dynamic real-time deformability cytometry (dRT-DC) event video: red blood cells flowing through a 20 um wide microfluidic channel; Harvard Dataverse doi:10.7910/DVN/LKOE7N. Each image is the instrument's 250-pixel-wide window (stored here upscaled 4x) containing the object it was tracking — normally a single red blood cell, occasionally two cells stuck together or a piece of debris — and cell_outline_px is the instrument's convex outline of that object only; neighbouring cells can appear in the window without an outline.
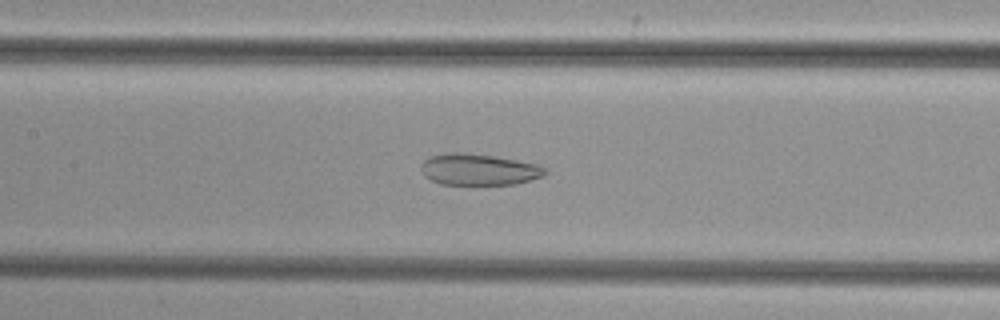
{"species": "common noctule bat (a hibernating species)", "species_latin": "Nyctalus noctula", "temperature_condition": "cold", "stored_images_in_passage": 30, "camera_frame_rate_fps": 3000, "um_per_image_px": 0.085, "animal": {"sex": "female", "body_mass_g": 29.2, "forearm_length_mm": 56.3}, "frame": {"image": 1, "passage_image": 8, "time_ms": 2.333, "image_size_px": [1000, 320], "cell_outline_px": [[548, 172], [544, 176], [516, 184], [440, 184], [424, 176], [420, 168], [420, 164], [428, 156], [452, 152], [492, 156], [516, 160], [536, 164], [544, 168]], "centroid_in_image_um": [40.66, 14.41], "position_along_channel_um": 166.7, "area_um2": 22.48}}
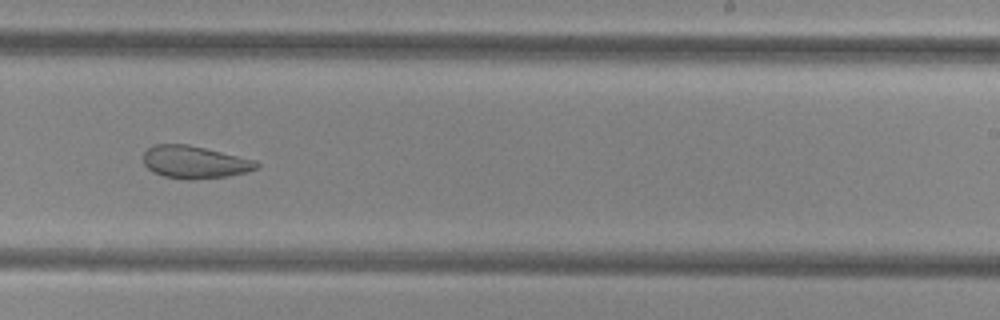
{"frame": {"image": 2, "passage_image": 16, "time_ms": 5.0, "image_size_px": [1000, 320], "cell_outline_px": [[260, 164], [256, 168], [248, 172], [228, 176], [192, 180], [188, 180], [164, 176], [152, 172], [144, 164], [144, 152], [152, 144], [188, 144], [256, 160]], "centroid_in_image_um": [16.54, 13.78], "position_along_channel_um": 272.5, "area_um2": 21.56}}
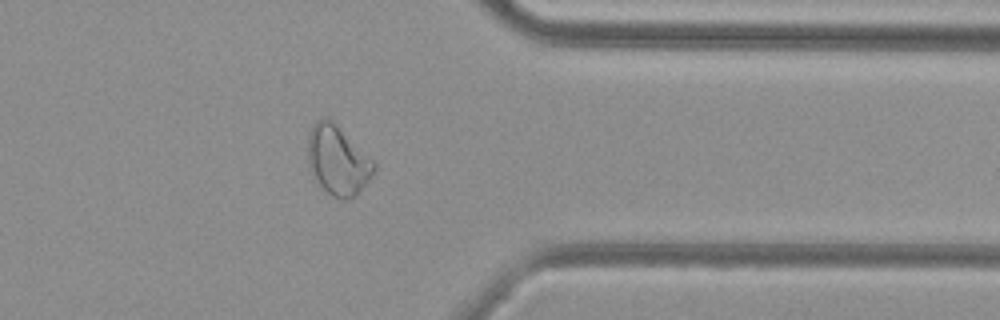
{"frame": {"image": 3, "passage_image": 25, "time_ms": 8.0, "image_size_px": [1000, 320], "cell_outline_px": [[376, 168], [372, 176], [356, 196], [344, 200], [340, 200], [324, 192], [316, 184], [308, 164], [308, 136], [316, 120], [324, 116], [328, 116], [376, 160]], "centroid_in_image_um": [28.72, 13.64], "position_along_channel_um": 382.7, "area_um2": 27.57}}